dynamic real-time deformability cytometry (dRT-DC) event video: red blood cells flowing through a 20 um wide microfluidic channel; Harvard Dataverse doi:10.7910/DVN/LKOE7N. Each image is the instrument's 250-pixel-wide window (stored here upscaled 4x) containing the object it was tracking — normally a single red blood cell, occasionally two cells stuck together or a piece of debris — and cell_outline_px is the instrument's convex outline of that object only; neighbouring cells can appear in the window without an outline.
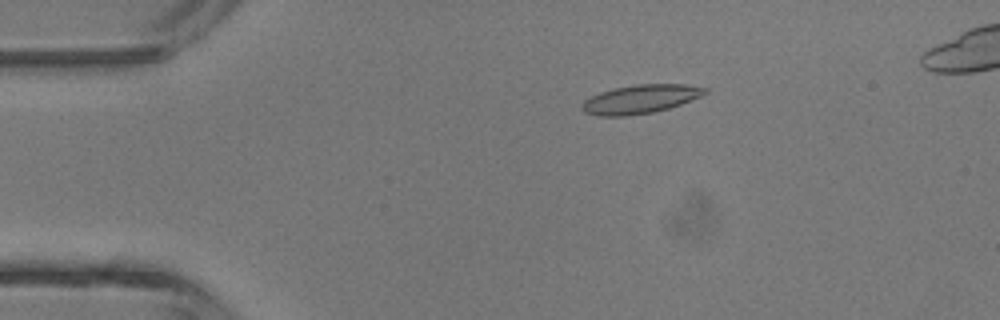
{"species": "common noctule bat (a hibernating species)", "species_latin": "Nyctalus noctula", "temperature_condition": "room temperature", "stored_images_in_passage": 45, "camera_frame_rate_fps": 3000, "um_per_image_px": 0.085, "animal": {"sex": "male", "body_mass_g": 13.3}, "frame": {"image": 1, "passage_image": 9, "time_ms": 2.667, "image_size_px": [1000, 320], "cell_outline_px": [[708, 92], [700, 96], [680, 104], [668, 108], [652, 112], [624, 116], [600, 116], [584, 112], [580, 108], [580, 104], [584, 100], [600, 92], [612, 88], [632, 84], [684, 84], [708, 88]], "centroid_in_image_um": [54.39, 8.41], "position_along_channel_um": 30.6, "area_um2": 20.58}}
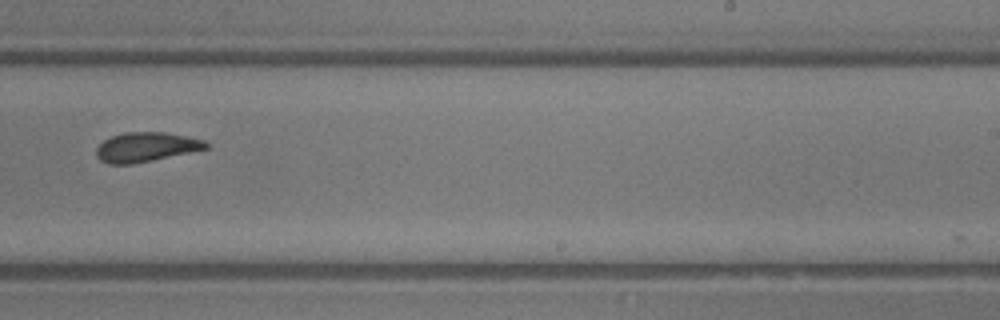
{"frame": {"image": 2, "passage_image": 29, "time_ms": 9.333, "image_size_px": [1000, 320], "cell_outline_px": [[208, 148], [152, 160], [132, 164], [108, 164], [100, 160], [96, 156], [96, 148], [104, 140], [112, 136], [124, 132], [164, 132], [188, 136], [204, 140], [208, 144]], "centroid_in_image_um": [12.39, 12.49], "position_along_channel_um": 276.6, "area_um2": 18.73}}
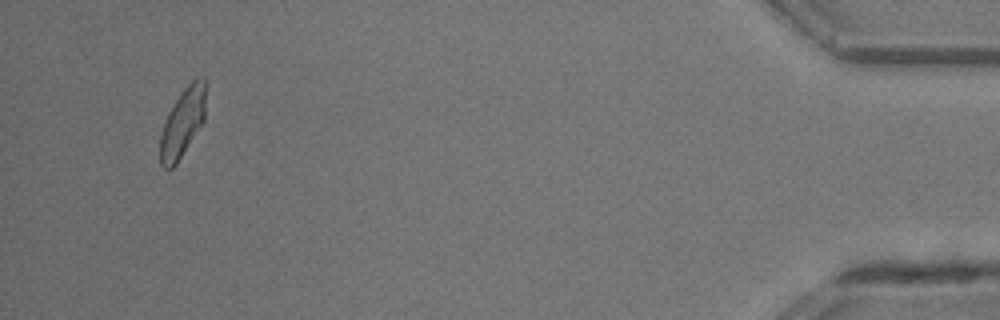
{"frame": {"image": 3, "passage_image": 44, "time_ms": 14.333, "image_size_px": [1000, 320], "cell_outline_px": [[204, 120], [176, 164], [168, 172], [160, 164], [160, 136], [168, 112], [184, 88], [196, 76], [204, 76]], "centroid_in_image_um": [15.49, 10.45], "position_along_channel_um": 419.7, "area_um2": 17.92}}